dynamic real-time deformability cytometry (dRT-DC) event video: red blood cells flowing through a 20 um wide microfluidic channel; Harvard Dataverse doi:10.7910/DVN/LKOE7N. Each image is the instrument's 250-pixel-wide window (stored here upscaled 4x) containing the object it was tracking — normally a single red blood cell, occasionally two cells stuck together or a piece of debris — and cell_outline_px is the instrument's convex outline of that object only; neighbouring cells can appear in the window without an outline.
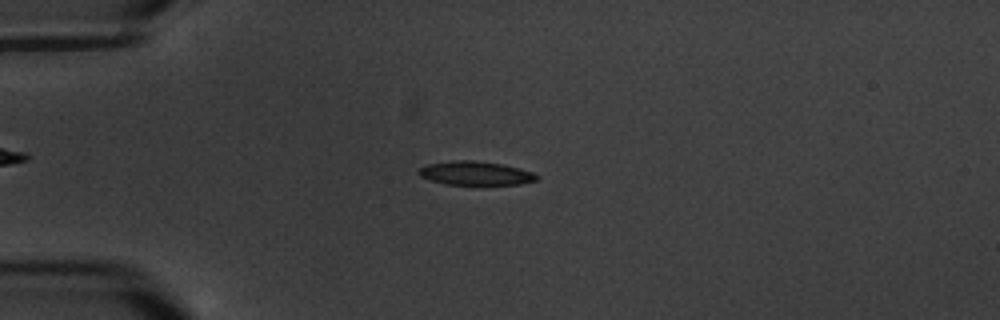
{"species": "common noctule bat (a hibernating species)", "species_latin": "Nyctalus noctula", "temperature_condition": "warm", "stored_images_in_passage": 4, "camera_frame_rate_fps": 3000, "um_per_image_px": 0.085, "animal": {"sex": "male", "body_mass_g": 20.1, "forearm_length_mm": 53.5}, "frame": {"image": 1, "passage_image": 3, "time_ms": 3.333, "image_size_px": [1000, 320], "cell_outline_px": [[540, 180], [520, 184], [444, 184], [420, 176], [416, 172], [424, 164], [452, 160], [476, 160], [504, 164], [520, 168], [532, 172], [540, 176]], "centroid_in_image_um": [40.43, 14.71], "position_along_channel_um": 44.6, "area_um2": 16.59}}